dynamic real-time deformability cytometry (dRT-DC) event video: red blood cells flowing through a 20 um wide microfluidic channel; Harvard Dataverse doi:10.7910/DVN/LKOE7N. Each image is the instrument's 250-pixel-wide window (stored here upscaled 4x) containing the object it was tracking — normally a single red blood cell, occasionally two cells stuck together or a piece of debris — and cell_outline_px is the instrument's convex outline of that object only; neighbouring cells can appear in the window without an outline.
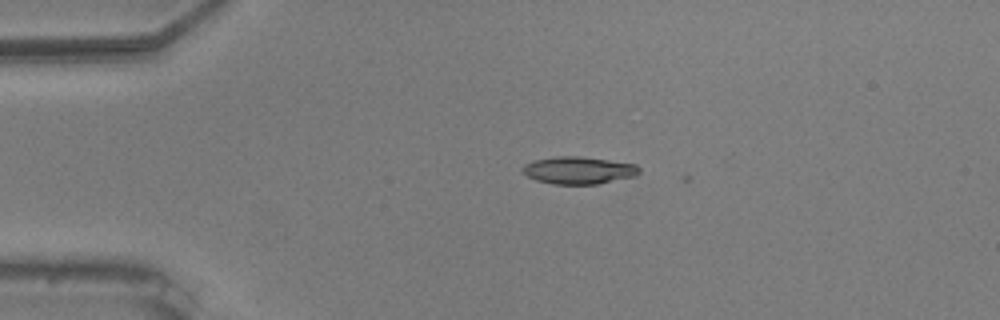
{"species": "common noctule bat (a hibernating species)", "species_latin": "Nyctalus noctula", "temperature_condition": "warm", "stored_images_in_passage": 5, "camera_frame_rate_fps": 3000, "um_per_image_px": 0.085, "animal": {"sex": "male", "body_mass_g": 20.5, "forearm_length_mm": 52.5}, "frame": {"image": 1, "passage_image": 4, "time_ms": 1.0, "image_size_px": [1000, 320], "cell_outline_px": [[640, 172], [636, 176], [596, 184], [552, 184], [536, 180], [528, 176], [524, 172], [524, 164], [536, 160], [556, 156], [576, 156], [608, 160], [636, 164], [640, 168]], "centroid_in_image_um": [49.22, 14.48], "position_along_channel_um": 35.8, "area_um2": 18.38}}